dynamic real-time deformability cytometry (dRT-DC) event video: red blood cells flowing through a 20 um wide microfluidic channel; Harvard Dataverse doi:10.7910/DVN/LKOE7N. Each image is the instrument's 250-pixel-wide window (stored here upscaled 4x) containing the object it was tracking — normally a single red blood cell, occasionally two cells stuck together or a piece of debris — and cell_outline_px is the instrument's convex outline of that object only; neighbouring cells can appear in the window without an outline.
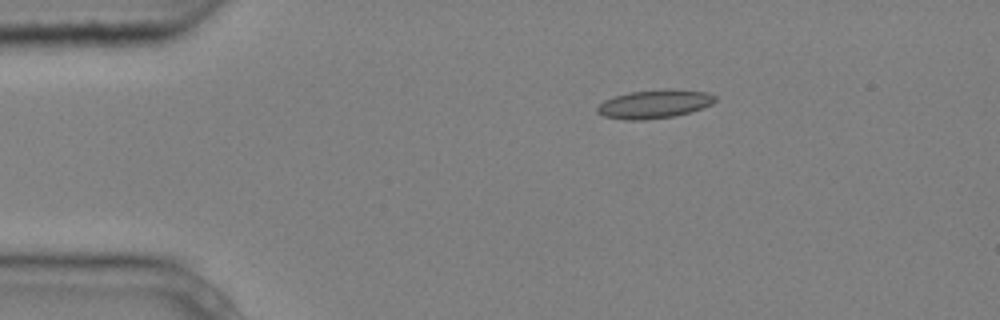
{"species": "common noctule bat (a hibernating species)", "species_latin": "Nyctalus noctula", "temperature_condition": "cold", "stored_images_in_passage": 8, "camera_frame_rate_fps": 3000, "um_per_image_px": 0.085, "animal": {"sex": "male", "body_mass_g": 20.4}, "frame": {"image": 1, "passage_image": 3, "time_ms": 0.667, "image_size_px": [1000, 320], "cell_outline_px": [[716, 100], [712, 104], [688, 112], [672, 116], [644, 120], [624, 120], [604, 116], [596, 112], [596, 108], [604, 100], [628, 92], [668, 88], [708, 92], [716, 96]], "centroid_in_image_um": [55.61, 8.83], "position_along_channel_um": 29.4, "area_um2": 19.59}}
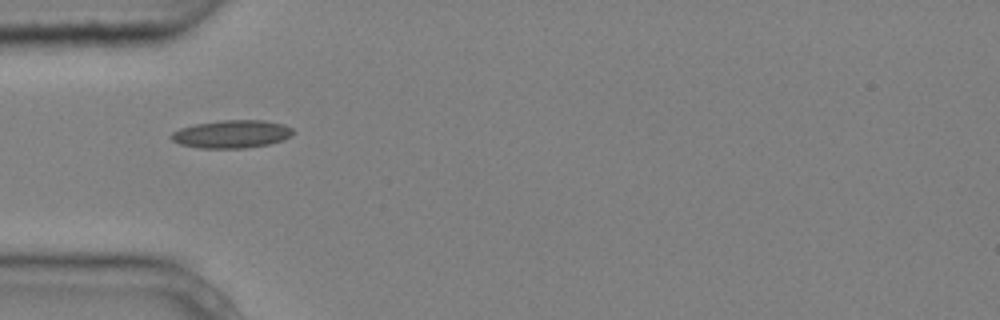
{"frame": {"image": 2, "passage_image": 4, "time_ms": 1.0, "image_size_px": [1000, 320], "cell_outline_px": [[296, 132], [292, 136], [284, 140], [268, 144], [244, 148], [196, 148], [180, 144], [172, 140], [168, 136], [172, 132], [180, 128], [196, 124], [224, 120], [264, 120], [284, 124], [292, 128]], "centroid_in_image_um": [19.71, 11.4], "position_along_channel_um": 65.3, "area_um2": 20.0}}
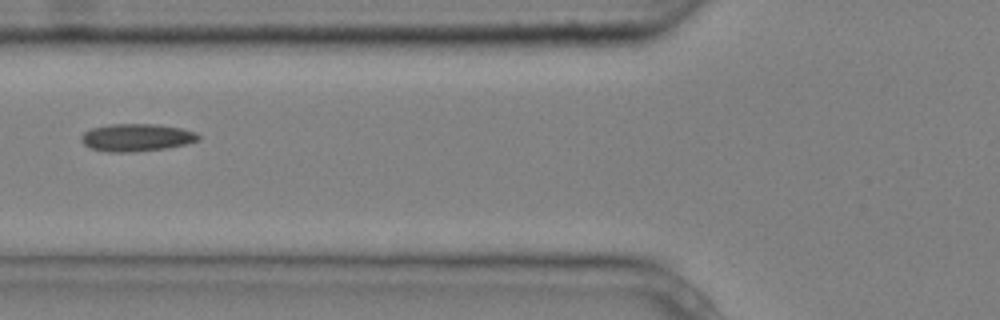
{"frame": {"image": 3, "passage_image": 5, "time_ms": 1.333, "image_size_px": [1000, 320], "cell_outline_px": [[200, 140], [168, 148], [132, 152], [108, 152], [88, 148], [80, 140], [80, 136], [84, 132], [92, 128], [112, 124], [156, 124], [180, 128], [196, 132], [200, 136]], "centroid_in_image_um": [11.58, 11.69], "position_along_channel_um": 114.2, "area_um2": 18.9}}